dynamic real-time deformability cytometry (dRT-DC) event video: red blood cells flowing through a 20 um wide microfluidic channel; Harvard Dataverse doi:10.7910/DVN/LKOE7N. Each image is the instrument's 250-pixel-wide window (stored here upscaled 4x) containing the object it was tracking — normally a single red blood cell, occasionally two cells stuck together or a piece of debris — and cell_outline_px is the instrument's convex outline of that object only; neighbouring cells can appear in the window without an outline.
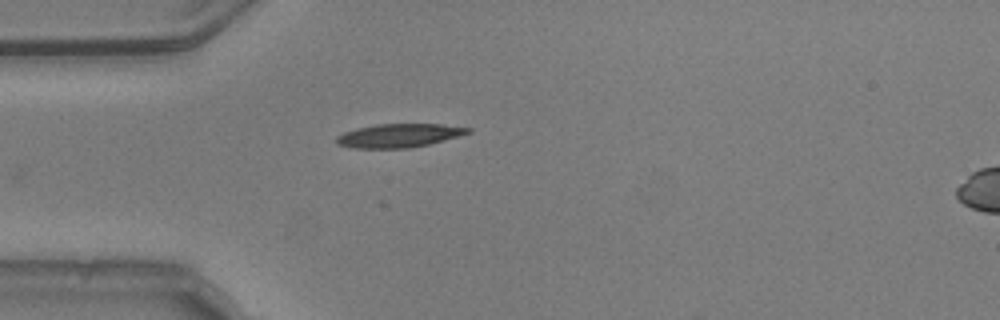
{"species": "common noctule bat (a hibernating species)", "species_latin": "Nyctalus noctula", "temperature_condition": "warm", "stored_images_in_passage": 41, "camera_frame_rate_fps": 3000, "um_per_image_px": 0.085, "animal": {"sex": "male", "body_mass_g": 20.5, "forearm_length_mm": 52.5}, "frame": {"image": 1, "passage_image": 1, "time_ms": 0.0, "image_size_px": [1000, 320], "cell_outline_px": [[472, 132], [428, 144], [408, 148], [356, 148], [336, 144], [336, 136], [344, 132], [356, 128], [376, 124], [440, 124], [472, 128]], "centroid_in_image_um": [33.88, 11.51], "position_along_channel_um": 51.1, "area_um2": 17.98}}
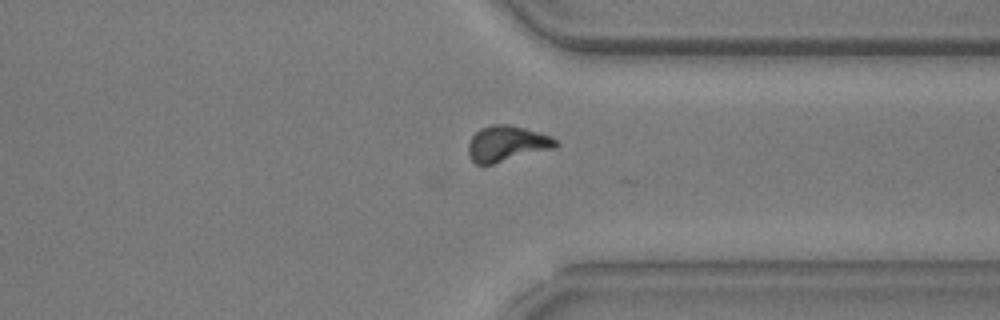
{"frame": {"image": 2, "passage_image": 27, "time_ms": 8.667, "image_size_px": [1000, 320], "cell_outline_px": [[560, 144], [556, 148], [492, 164], [476, 164], [468, 156], [468, 144], [472, 136], [480, 128], [492, 124], [508, 124], [524, 128], [548, 136], [556, 140]], "centroid_in_image_um": [43.06, 12.21], "position_along_channel_um": 368.3, "area_um2": 18.09}}
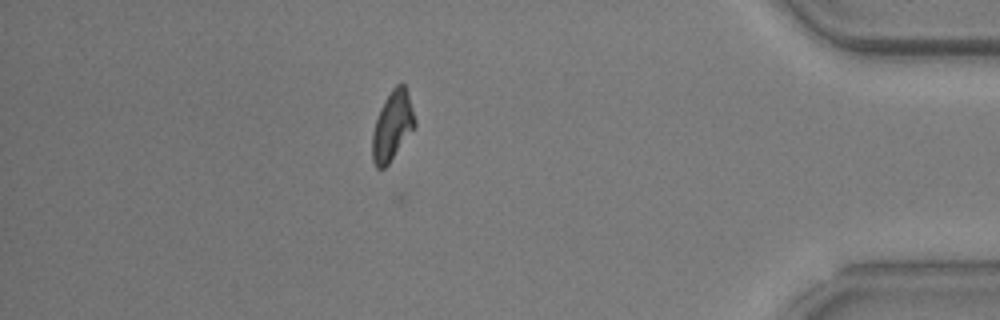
{"frame": {"image": 3, "passage_image": 33, "time_ms": 10.667, "image_size_px": [1000, 320], "cell_outline_px": [[416, 128], [388, 164], [384, 168], [376, 168], [372, 160], [372, 132], [380, 108], [384, 100], [392, 88], [396, 84], [404, 84], [408, 92], [416, 120]], "centroid_in_image_um": [33.36, 10.7], "position_along_channel_um": 401.8, "area_um2": 17.4}}